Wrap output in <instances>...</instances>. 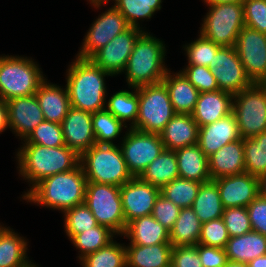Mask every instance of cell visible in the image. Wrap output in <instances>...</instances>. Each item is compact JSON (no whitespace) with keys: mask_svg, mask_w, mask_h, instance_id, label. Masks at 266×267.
<instances>
[{"mask_svg":"<svg viewBox=\"0 0 266 267\" xmlns=\"http://www.w3.org/2000/svg\"><path fill=\"white\" fill-rule=\"evenodd\" d=\"M22 144L16 153L17 168L19 176L27 180L31 186L21 198L43 179L68 172L80 164V156L66 145L46 147L33 143Z\"/></svg>","mask_w":266,"mask_h":267,"instance_id":"cell-1","label":"cell"},{"mask_svg":"<svg viewBox=\"0 0 266 267\" xmlns=\"http://www.w3.org/2000/svg\"><path fill=\"white\" fill-rule=\"evenodd\" d=\"M112 75L91 59H75L66 72V87L70 105L91 113L105 109L107 86L105 77Z\"/></svg>","mask_w":266,"mask_h":267,"instance_id":"cell-2","label":"cell"},{"mask_svg":"<svg viewBox=\"0 0 266 267\" xmlns=\"http://www.w3.org/2000/svg\"><path fill=\"white\" fill-rule=\"evenodd\" d=\"M86 183V176L79 164L68 172L43 179L23 197V200L64 212L84 204Z\"/></svg>","mask_w":266,"mask_h":267,"instance_id":"cell-3","label":"cell"},{"mask_svg":"<svg viewBox=\"0 0 266 267\" xmlns=\"http://www.w3.org/2000/svg\"><path fill=\"white\" fill-rule=\"evenodd\" d=\"M165 43L144 31L135 41L123 71L128 88H138L162 82L168 69L165 67Z\"/></svg>","mask_w":266,"mask_h":267,"instance_id":"cell-4","label":"cell"},{"mask_svg":"<svg viewBox=\"0 0 266 267\" xmlns=\"http://www.w3.org/2000/svg\"><path fill=\"white\" fill-rule=\"evenodd\" d=\"M87 182L122 186L133 176L119 144H95L80 156Z\"/></svg>","mask_w":266,"mask_h":267,"instance_id":"cell-5","label":"cell"},{"mask_svg":"<svg viewBox=\"0 0 266 267\" xmlns=\"http://www.w3.org/2000/svg\"><path fill=\"white\" fill-rule=\"evenodd\" d=\"M45 79L39 64L30 57L0 55V99L34 95Z\"/></svg>","mask_w":266,"mask_h":267,"instance_id":"cell-6","label":"cell"},{"mask_svg":"<svg viewBox=\"0 0 266 267\" xmlns=\"http://www.w3.org/2000/svg\"><path fill=\"white\" fill-rule=\"evenodd\" d=\"M139 110L133 129L160 134L176 114L163 82L138 87Z\"/></svg>","mask_w":266,"mask_h":267,"instance_id":"cell-7","label":"cell"},{"mask_svg":"<svg viewBox=\"0 0 266 267\" xmlns=\"http://www.w3.org/2000/svg\"><path fill=\"white\" fill-rule=\"evenodd\" d=\"M209 6L200 27V34L221 46L235 47L239 32L245 26L243 4L218 3Z\"/></svg>","mask_w":266,"mask_h":267,"instance_id":"cell-8","label":"cell"},{"mask_svg":"<svg viewBox=\"0 0 266 267\" xmlns=\"http://www.w3.org/2000/svg\"><path fill=\"white\" fill-rule=\"evenodd\" d=\"M84 203L99 225L110 228L117 236L124 234L127 225L122 209L120 186L87 182Z\"/></svg>","mask_w":266,"mask_h":267,"instance_id":"cell-9","label":"cell"},{"mask_svg":"<svg viewBox=\"0 0 266 267\" xmlns=\"http://www.w3.org/2000/svg\"><path fill=\"white\" fill-rule=\"evenodd\" d=\"M241 138H250L266 131V87L254 83L233 95V109Z\"/></svg>","mask_w":266,"mask_h":267,"instance_id":"cell-10","label":"cell"},{"mask_svg":"<svg viewBox=\"0 0 266 267\" xmlns=\"http://www.w3.org/2000/svg\"><path fill=\"white\" fill-rule=\"evenodd\" d=\"M120 149L128 171L139 177L147 166L164 150L160 134L146 133L128 128L123 135Z\"/></svg>","mask_w":266,"mask_h":267,"instance_id":"cell-11","label":"cell"},{"mask_svg":"<svg viewBox=\"0 0 266 267\" xmlns=\"http://www.w3.org/2000/svg\"><path fill=\"white\" fill-rule=\"evenodd\" d=\"M111 6L93 21L76 57L90 59L115 36L131 27L120 11Z\"/></svg>","mask_w":266,"mask_h":267,"instance_id":"cell-12","label":"cell"},{"mask_svg":"<svg viewBox=\"0 0 266 267\" xmlns=\"http://www.w3.org/2000/svg\"><path fill=\"white\" fill-rule=\"evenodd\" d=\"M235 49L251 81L264 83L266 81V34L244 26L237 37Z\"/></svg>","mask_w":266,"mask_h":267,"instance_id":"cell-13","label":"cell"},{"mask_svg":"<svg viewBox=\"0 0 266 267\" xmlns=\"http://www.w3.org/2000/svg\"><path fill=\"white\" fill-rule=\"evenodd\" d=\"M208 67L216 78L219 90L234 95L254 84L246 74L235 47L221 46L214 55L213 64Z\"/></svg>","mask_w":266,"mask_h":267,"instance_id":"cell-14","label":"cell"},{"mask_svg":"<svg viewBox=\"0 0 266 267\" xmlns=\"http://www.w3.org/2000/svg\"><path fill=\"white\" fill-rule=\"evenodd\" d=\"M144 29L130 27L115 36L106 46L99 49L90 59L112 76L121 74L133 50L135 41Z\"/></svg>","mask_w":266,"mask_h":267,"instance_id":"cell-15","label":"cell"},{"mask_svg":"<svg viewBox=\"0 0 266 267\" xmlns=\"http://www.w3.org/2000/svg\"><path fill=\"white\" fill-rule=\"evenodd\" d=\"M120 193L127 225L138 217L152 215L160 188L143 181L140 177H132L120 186Z\"/></svg>","mask_w":266,"mask_h":267,"instance_id":"cell-16","label":"cell"},{"mask_svg":"<svg viewBox=\"0 0 266 267\" xmlns=\"http://www.w3.org/2000/svg\"><path fill=\"white\" fill-rule=\"evenodd\" d=\"M8 109V127L21 141L44 121L42 110L36 95L16 97L6 101Z\"/></svg>","mask_w":266,"mask_h":267,"instance_id":"cell-17","label":"cell"},{"mask_svg":"<svg viewBox=\"0 0 266 267\" xmlns=\"http://www.w3.org/2000/svg\"><path fill=\"white\" fill-rule=\"evenodd\" d=\"M61 126L65 145L79 156L96 144L91 112L71 106Z\"/></svg>","mask_w":266,"mask_h":267,"instance_id":"cell-18","label":"cell"},{"mask_svg":"<svg viewBox=\"0 0 266 267\" xmlns=\"http://www.w3.org/2000/svg\"><path fill=\"white\" fill-rule=\"evenodd\" d=\"M217 184L224 209L247 207L258 196V178L249 173L213 180Z\"/></svg>","mask_w":266,"mask_h":267,"instance_id":"cell-19","label":"cell"},{"mask_svg":"<svg viewBox=\"0 0 266 267\" xmlns=\"http://www.w3.org/2000/svg\"><path fill=\"white\" fill-rule=\"evenodd\" d=\"M240 138L237 120L232 112L218 121L199 127L197 144L209 157L222 146Z\"/></svg>","mask_w":266,"mask_h":267,"instance_id":"cell-20","label":"cell"},{"mask_svg":"<svg viewBox=\"0 0 266 267\" xmlns=\"http://www.w3.org/2000/svg\"><path fill=\"white\" fill-rule=\"evenodd\" d=\"M233 94L216 90L201 92L192 113L199 127L211 124L232 113Z\"/></svg>","mask_w":266,"mask_h":267,"instance_id":"cell-21","label":"cell"},{"mask_svg":"<svg viewBox=\"0 0 266 267\" xmlns=\"http://www.w3.org/2000/svg\"><path fill=\"white\" fill-rule=\"evenodd\" d=\"M211 180L245 172L243 138L237 139L208 157Z\"/></svg>","mask_w":266,"mask_h":267,"instance_id":"cell-22","label":"cell"},{"mask_svg":"<svg viewBox=\"0 0 266 267\" xmlns=\"http://www.w3.org/2000/svg\"><path fill=\"white\" fill-rule=\"evenodd\" d=\"M47 80L45 78L41 82L35 93L36 99L44 120L61 124L71 107L67 87L65 85L63 88L55 83L47 82Z\"/></svg>","mask_w":266,"mask_h":267,"instance_id":"cell-23","label":"cell"},{"mask_svg":"<svg viewBox=\"0 0 266 267\" xmlns=\"http://www.w3.org/2000/svg\"><path fill=\"white\" fill-rule=\"evenodd\" d=\"M199 126L192 114L176 113L160 133L165 149L177 150L197 144Z\"/></svg>","mask_w":266,"mask_h":267,"instance_id":"cell-24","label":"cell"},{"mask_svg":"<svg viewBox=\"0 0 266 267\" xmlns=\"http://www.w3.org/2000/svg\"><path fill=\"white\" fill-rule=\"evenodd\" d=\"M129 239V244L151 246L170 243V231L152 215L138 217L127 224L122 235Z\"/></svg>","mask_w":266,"mask_h":267,"instance_id":"cell-25","label":"cell"},{"mask_svg":"<svg viewBox=\"0 0 266 267\" xmlns=\"http://www.w3.org/2000/svg\"><path fill=\"white\" fill-rule=\"evenodd\" d=\"M162 82L167 87L175 113L192 114L200 92L185 75L181 71L172 73L169 69Z\"/></svg>","mask_w":266,"mask_h":267,"instance_id":"cell-26","label":"cell"},{"mask_svg":"<svg viewBox=\"0 0 266 267\" xmlns=\"http://www.w3.org/2000/svg\"><path fill=\"white\" fill-rule=\"evenodd\" d=\"M179 177L206 183L211 181L208 157L198 144L175 150Z\"/></svg>","mask_w":266,"mask_h":267,"instance_id":"cell-27","label":"cell"},{"mask_svg":"<svg viewBox=\"0 0 266 267\" xmlns=\"http://www.w3.org/2000/svg\"><path fill=\"white\" fill-rule=\"evenodd\" d=\"M28 242L9 226L0 223V267H30Z\"/></svg>","mask_w":266,"mask_h":267,"instance_id":"cell-28","label":"cell"},{"mask_svg":"<svg viewBox=\"0 0 266 267\" xmlns=\"http://www.w3.org/2000/svg\"><path fill=\"white\" fill-rule=\"evenodd\" d=\"M125 248L127 267H171L173 246L170 243L151 246L127 244Z\"/></svg>","mask_w":266,"mask_h":267,"instance_id":"cell-29","label":"cell"},{"mask_svg":"<svg viewBox=\"0 0 266 267\" xmlns=\"http://www.w3.org/2000/svg\"><path fill=\"white\" fill-rule=\"evenodd\" d=\"M225 251L229 261L248 264L266 254V236L252 230L241 236L230 237Z\"/></svg>","mask_w":266,"mask_h":267,"instance_id":"cell-30","label":"cell"},{"mask_svg":"<svg viewBox=\"0 0 266 267\" xmlns=\"http://www.w3.org/2000/svg\"><path fill=\"white\" fill-rule=\"evenodd\" d=\"M139 177L160 189L178 178L179 173L175 151L164 148Z\"/></svg>","mask_w":266,"mask_h":267,"instance_id":"cell-31","label":"cell"},{"mask_svg":"<svg viewBox=\"0 0 266 267\" xmlns=\"http://www.w3.org/2000/svg\"><path fill=\"white\" fill-rule=\"evenodd\" d=\"M202 223L191 207L181 208L179 216L170 230V244L195 246L201 235Z\"/></svg>","mask_w":266,"mask_h":267,"instance_id":"cell-32","label":"cell"},{"mask_svg":"<svg viewBox=\"0 0 266 267\" xmlns=\"http://www.w3.org/2000/svg\"><path fill=\"white\" fill-rule=\"evenodd\" d=\"M191 208L202 224L222 217L224 207L213 180L201 184Z\"/></svg>","mask_w":266,"mask_h":267,"instance_id":"cell-33","label":"cell"},{"mask_svg":"<svg viewBox=\"0 0 266 267\" xmlns=\"http://www.w3.org/2000/svg\"><path fill=\"white\" fill-rule=\"evenodd\" d=\"M130 90H120L113 93L106 101L105 109L119 119L125 126L129 122L132 128L137 121L139 110L138 88L131 87Z\"/></svg>","mask_w":266,"mask_h":267,"instance_id":"cell-34","label":"cell"},{"mask_svg":"<svg viewBox=\"0 0 266 267\" xmlns=\"http://www.w3.org/2000/svg\"><path fill=\"white\" fill-rule=\"evenodd\" d=\"M117 234L104 225H97L82 233L74 235L70 241L79 251V261L86 255L105 247Z\"/></svg>","mask_w":266,"mask_h":267,"instance_id":"cell-35","label":"cell"},{"mask_svg":"<svg viewBox=\"0 0 266 267\" xmlns=\"http://www.w3.org/2000/svg\"><path fill=\"white\" fill-rule=\"evenodd\" d=\"M245 172L253 176L266 173V131L243 138Z\"/></svg>","mask_w":266,"mask_h":267,"instance_id":"cell-36","label":"cell"},{"mask_svg":"<svg viewBox=\"0 0 266 267\" xmlns=\"http://www.w3.org/2000/svg\"><path fill=\"white\" fill-rule=\"evenodd\" d=\"M162 0H115L114 7L120 11L131 27H140V20L150 19L161 10ZM139 20V22H138Z\"/></svg>","mask_w":266,"mask_h":267,"instance_id":"cell-37","label":"cell"},{"mask_svg":"<svg viewBox=\"0 0 266 267\" xmlns=\"http://www.w3.org/2000/svg\"><path fill=\"white\" fill-rule=\"evenodd\" d=\"M83 267H127L125 244L115 240L80 260Z\"/></svg>","mask_w":266,"mask_h":267,"instance_id":"cell-38","label":"cell"},{"mask_svg":"<svg viewBox=\"0 0 266 267\" xmlns=\"http://www.w3.org/2000/svg\"><path fill=\"white\" fill-rule=\"evenodd\" d=\"M92 126L96 144L110 145L128 128L106 109L92 113Z\"/></svg>","mask_w":266,"mask_h":267,"instance_id":"cell-39","label":"cell"},{"mask_svg":"<svg viewBox=\"0 0 266 267\" xmlns=\"http://www.w3.org/2000/svg\"><path fill=\"white\" fill-rule=\"evenodd\" d=\"M201 184L199 181L178 177L164 185L160 194L180 208H187L192 206Z\"/></svg>","mask_w":266,"mask_h":267,"instance_id":"cell-40","label":"cell"},{"mask_svg":"<svg viewBox=\"0 0 266 267\" xmlns=\"http://www.w3.org/2000/svg\"><path fill=\"white\" fill-rule=\"evenodd\" d=\"M63 214L64 230L68 239L98 225L96 218L85 203L68 209Z\"/></svg>","mask_w":266,"mask_h":267,"instance_id":"cell-41","label":"cell"},{"mask_svg":"<svg viewBox=\"0 0 266 267\" xmlns=\"http://www.w3.org/2000/svg\"><path fill=\"white\" fill-rule=\"evenodd\" d=\"M195 41L183 45L188 65L208 67L213 64L214 55L221 45L204 38L200 33Z\"/></svg>","mask_w":266,"mask_h":267,"instance_id":"cell-42","label":"cell"},{"mask_svg":"<svg viewBox=\"0 0 266 267\" xmlns=\"http://www.w3.org/2000/svg\"><path fill=\"white\" fill-rule=\"evenodd\" d=\"M22 143H33L46 147L64 146L65 141L62 126L59 123L44 120Z\"/></svg>","mask_w":266,"mask_h":267,"instance_id":"cell-43","label":"cell"},{"mask_svg":"<svg viewBox=\"0 0 266 267\" xmlns=\"http://www.w3.org/2000/svg\"><path fill=\"white\" fill-rule=\"evenodd\" d=\"M180 71L200 93L219 90L216 78L209 67L186 65Z\"/></svg>","mask_w":266,"mask_h":267,"instance_id":"cell-44","label":"cell"},{"mask_svg":"<svg viewBox=\"0 0 266 267\" xmlns=\"http://www.w3.org/2000/svg\"><path fill=\"white\" fill-rule=\"evenodd\" d=\"M221 218L230 237L241 236L252 231L247 207L226 208Z\"/></svg>","mask_w":266,"mask_h":267,"instance_id":"cell-45","label":"cell"},{"mask_svg":"<svg viewBox=\"0 0 266 267\" xmlns=\"http://www.w3.org/2000/svg\"><path fill=\"white\" fill-rule=\"evenodd\" d=\"M230 236L222 218L203 223L198 244L225 249Z\"/></svg>","mask_w":266,"mask_h":267,"instance_id":"cell-46","label":"cell"},{"mask_svg":"<svg viewBox=\"0 0 266 267\" xmlns=\"http://www.w3.org/2000/svg\"><path fill=\"white\" fill-rule=\"evenodd\" d=\"M245 26L266 34V0L243 2Z\"/></svg>","mask_w":266,"mask_h":267,"instance_id":"cell-47","label":"cell"},{"mask_svg":"<svg viewBox=\"0 0 266 267\" xmlns=\"http://www.w3.org/2000/svg\"><path fill=\"white\" fill-rule=\"evenodd\" d=\"M180 210L179 206L159 194L153 207L152 216L170 231L179 216Z\"/></svg>","mask_w":266,"mask_h":267,"instance_id":"cell-48","label":"cell"},{"mask_svg":"<svg viewBox=\"0 0 266 267\" xmlns=\"http://www.w3.org/2000/svg\"><path fill=\"white\" fill-rule=\"evenodd\" d=\"M171 267H203L195 246H177L172 248Z\"/></svg>","mask_w":266,"mask_h":267,"instance_id":"cell-49","label":"cell"},{"mask_svg":"<svg viewBox=\"0 0 266 267\" xmlns=\"http://www.w3.org/2000/svg\"><path fill=\"white\" fill-rule=\"evenodd\" d=\"M247 212L252 230L266 236V198L258 195L247 206Z\"/></svg>","mask_w":266,"mask_h":267,"instance_id":"cell-50","label":"cell"},{"mask_svg":"<svg viewBox=\"0 0 266 267\" xmlns=\"http://www.w3.org/2000/svg\"><path fill=\"white\" fill-rule=\"evenodd\" d=\"M198 255L203 267H225L228 256L223 248L198 244Z\"/></svg>","mask_w":266,"mask_h":267,"instance_id":"cell-51","label":"cell"},{"mask_svg":"<svg viewBox=\"0 0 266 267\" xmlns=\"http://www.w3.org/2000/svg\"><path fill=\"white\" fill-rule=\"evenodd\" d=\"M8 127V109L6 101L0 99V134Z\"/></svg>","mask_w":266,"mask_h":267,"instance_id":"cell-52","label":"cell"},{"mask_svg":"<svg viewBox=\"0 0 266 267\" xmlns=\"http://www.w3.org/2000/svg\"><path fill=\"white\" fill-rule=\"evenodd\" d=\"M258 178V195L266 198V173L261 174Z\"/></svg>","mask_w":266,"mask_h":267,"instance_id":"cell-53","label":"cell"},{"mask_svg":"<svg viewBox=\"0 0 266 267\" xmlns=\"http://www.w3.org/2000/svg\"><path fill=\"white\" fill-rule=\"evenodd\" d=\"M248 267H266V254L258 256L248 263Z\"/></svg>","mask_w":266,"mask_h":267,"instance_id":"cell-54","label":"cell"},{"mask_svg":"<svg viewBox=\"0 0 266 267\" xmlns=\"http://www.w3.org/2000/svg\"><path fill=\"white\" fill-rule=\"evenodd\" d=\"M245 0H203L206 5L218 4V3H240L243 4Z\"/></svg>","mask_w":266,"mask_h":267,"instance_id":"cell-55","label":"cell"},{"mask_svg":"<svg viewBox=\"0 0 266 267\" xmlns=\"http://www.w3.org/2000/svg\"><path fill=\"white\" fill-rule=\"evenodd\" d=\"M89 3L96 9H100L102 6L105 7L106 3L110 2L111 0H88ZM115 2V0H112Z\"/></svg>","mask_w":266,"mask_h":267,"instance_id":"cell-56","label":"cell"},{"mask_svg":"<svg viewBox=\"0 0 266 267\" xmlns=\"http://www.w3.org/2000/svg\"><path fill=\"white\" fill-rule=\"evenodd\" d=\"M225 267H248L247 263L228 261Z\"/></svg>","mask_w":266,"mask_h":267,"instance_id":"cell-57","label":"cell"},{"mask_svg":"<svg viewBox=\"0 0 266 267\" xmlns=\"http://www.w3.org/2000/svg\"><path fill=\"white\" fill-rule=\"evenodd\" d=\"M30 267H39V265L33 263Z\"/></svg>","mask_w":266,"mask_h":267,"instance_id":"cell-58","label":"cell"}]
</instances>
